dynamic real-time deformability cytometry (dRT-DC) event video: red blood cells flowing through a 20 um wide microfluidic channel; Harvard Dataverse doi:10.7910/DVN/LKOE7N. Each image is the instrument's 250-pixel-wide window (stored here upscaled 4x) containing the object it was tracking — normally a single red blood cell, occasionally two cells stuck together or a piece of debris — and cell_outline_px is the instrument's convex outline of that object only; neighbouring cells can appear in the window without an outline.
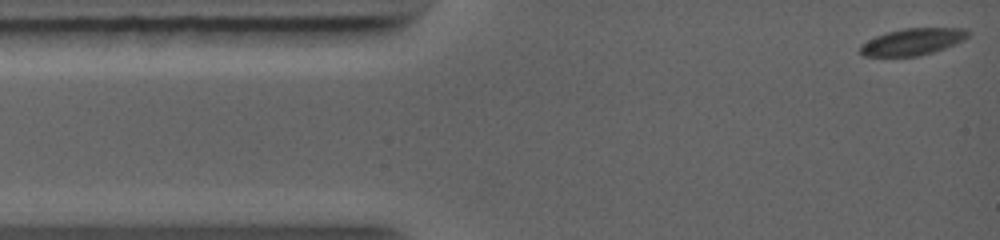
{"species": "common noctule bat (a hibernating species)", "species_latin": "Nyctalus noctula", "temperature_condition": "warm", "stored_images_in_passage": 12, "camera_frame_rate_fps": 5000, "um_per_image_px": 0.085, "animal": {"sex": "female", "body_mass_g": 19.0, "forearm_length_mm": 56.7}, "frame": {"image": 1, "passage_image": 1, "time_ms": 0.0, "image_size_px": [1000, 240], "cell_outline_px": [[968, 36], [964, 40], [956, 44], [932, 52], [916, 56], [864, 56], [860, 52], [860, 44], [876, 36], [888, 32], [904, 28], [968, 28]], "centroid_in_image_um": [77.58, 3.54], "position_along_channel_um": 7.4, "area_um2": 16.7}}
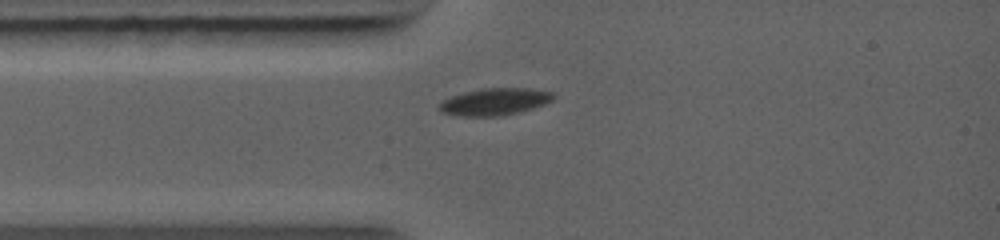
{"frame": {"image": 2, "passage_image": 9, "time_ms": 2.2, "image_size_px": [1000, 240], "cell_outline_px": [[556, 96], [552, 100], [544, 104], [532, 108], [500, 116], [460, 116], [440, 112], [436, 108], [444, 100], [452, 96], [464, 92], [484, 88], [528, 88], [552, 92]], "centroid_in_image_um": [42.03, 8.64], "position_along_channel_um": 43.0, "area_um2": 17.86}}
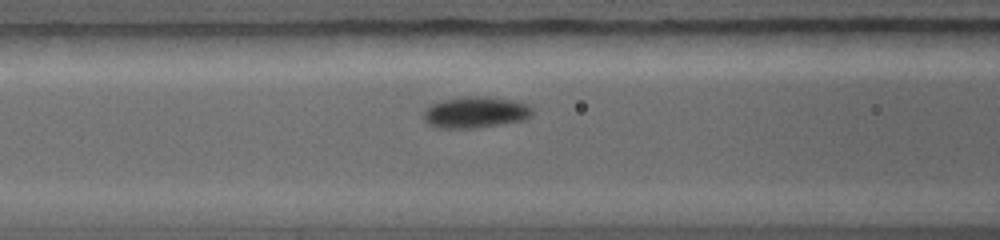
{"frame": {"image": 3, "passage_image": 12, "time_ms": 4.0, "image_size_px": [1000, 240], "cell_outline_px": [[532, 116], [524, 120], [476, 128], [436, 128], [428, 124], [424, 120], [424, 108], [432, 104], [444, 100], [460, 96], [484, 96], [512, 100], [528, 104], [532, 108]], "centroid_in_image_um": [40.4, 9.54], "position_along_channel_um": 126.2, "area_um2": 20.0}}